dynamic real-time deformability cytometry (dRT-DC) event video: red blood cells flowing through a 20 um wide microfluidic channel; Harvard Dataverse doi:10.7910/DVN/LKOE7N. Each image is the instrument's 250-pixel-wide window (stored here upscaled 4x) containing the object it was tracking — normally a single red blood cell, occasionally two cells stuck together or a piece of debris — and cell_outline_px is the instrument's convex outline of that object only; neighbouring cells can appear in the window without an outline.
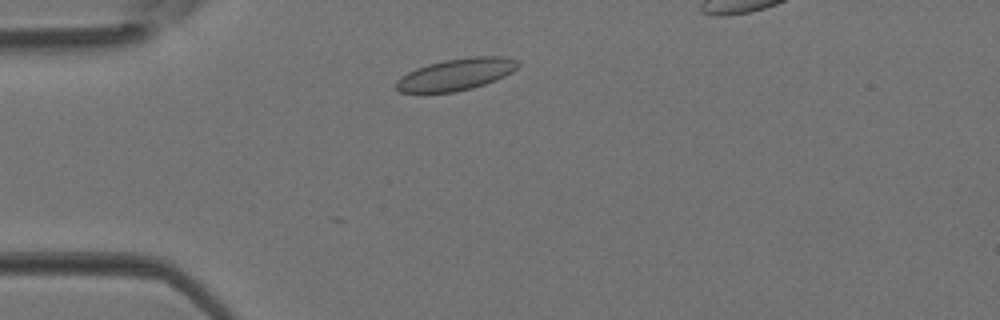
{"species": "Egyptian fruit bat (a non-hibernating species)", "species_latin": "Rousettus aegyptiacus", "temperature_condition": "room temperature", "stored_images_in_passage": 2, "camera_frame_rate_fps": 3000, "um_per_image_px": 0.085, "animal": {"sex": "female"}, "frame": {"image": 1, "passage_image": 1, "time_ms": 0.0, "image_size_px": [1000, 320], "cell_outline_px": [[520, 64], [512, 72], [496, 80], [472, 88], [452, 92], [400, 92], [396, 88], [396, 80], [408, 72], [416, 68], [428, 64], [444, 60], [472, 56], [508, 56], [516, 60]], "centroid_in_image_um": [38.79, 6.31], "position_along_channel_um": 46.2, "area_um2": 22.48}}